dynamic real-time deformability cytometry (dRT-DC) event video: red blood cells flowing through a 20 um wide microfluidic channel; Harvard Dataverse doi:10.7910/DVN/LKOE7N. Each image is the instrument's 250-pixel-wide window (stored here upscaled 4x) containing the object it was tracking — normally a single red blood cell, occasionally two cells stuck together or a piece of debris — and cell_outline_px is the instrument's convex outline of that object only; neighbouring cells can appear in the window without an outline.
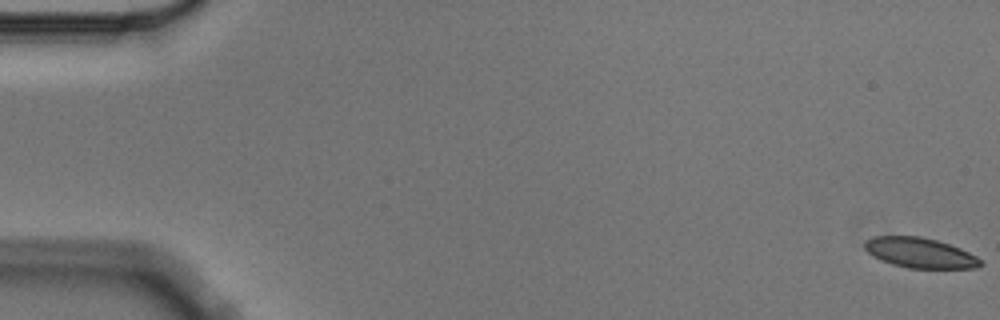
{"species": "Egyptian fruit bat (a non-hibernating species)", "species_latin": "Rousettus aegyptiacus", "temperature_condition": "cold", "stored_images_in_passage": 6, "camera_frame_rate_fps": 3000, "um_per_image_px": 0.085, "animal": {"sex": "male"}, "frame": {"image": 1, "passage_image": 1, "time_ms": 0.0, "image_size_px": [1000, 320], "cell_outline_px": [[984, 264], [976, 268], [908, 268], [892, 264], [880, 260], [872, 256], [864, 248], [864, 240], [872, 236], [920, 236], [936, 240], [960, 248], [976, 256]], "centroid_in_image_um": [78.16, 21.49], "position_along_channel_um": 6.8, "area_um2": 20.4}}
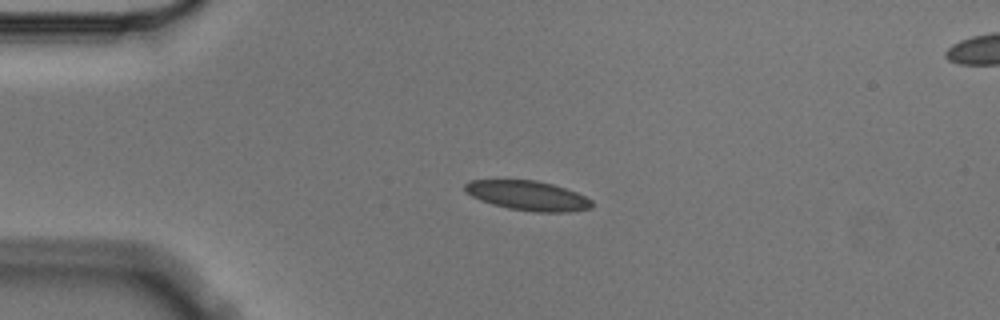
{"frame": {"image": 2, "passage_image": 4, "time_ms": 1.0, "image_size_px": [1000, 320], "cell_outline_px": [[592, 208], [568, 212], [536, 212], [508, 208], [492, 204], [480, 200], [464, 192], [464, 184], [468, 180], [536, 180], [552, 184], [576, 192], [592, 200]], "centroid_in_image_um": [44.83, 16.63], "position_along_channel_um": 40.2, "area_um2": 21.91}}
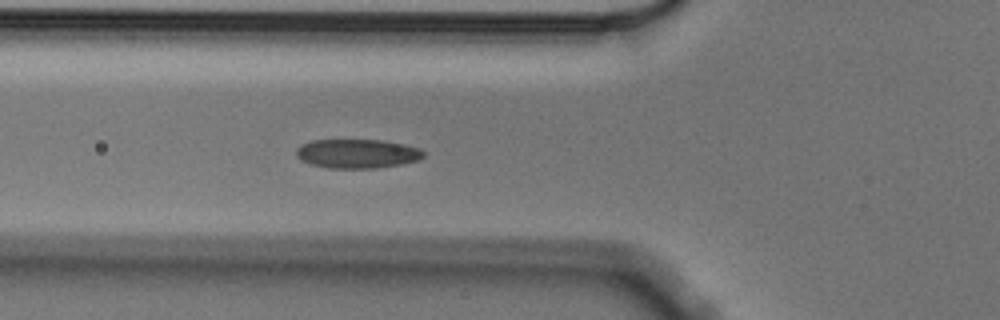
{"frame": {"image": 3, "passage_image": 6, "time_ms": 1.667, "image_size_px": [1000, 320], "cell_outline_px": [[424, 156], [420, 160], [400, 164], [376, 168], [328, 168], [312, 164], [300, 160], [296, 156], [296, 148], [300, 144], [312, 140], [384, 140], [404, 144], [420, 148], [424, 152]], "centroid_in_image_um": [30.36, 13.05], "position_along_channel_um": 95.4, "area_um2": 21.73}}